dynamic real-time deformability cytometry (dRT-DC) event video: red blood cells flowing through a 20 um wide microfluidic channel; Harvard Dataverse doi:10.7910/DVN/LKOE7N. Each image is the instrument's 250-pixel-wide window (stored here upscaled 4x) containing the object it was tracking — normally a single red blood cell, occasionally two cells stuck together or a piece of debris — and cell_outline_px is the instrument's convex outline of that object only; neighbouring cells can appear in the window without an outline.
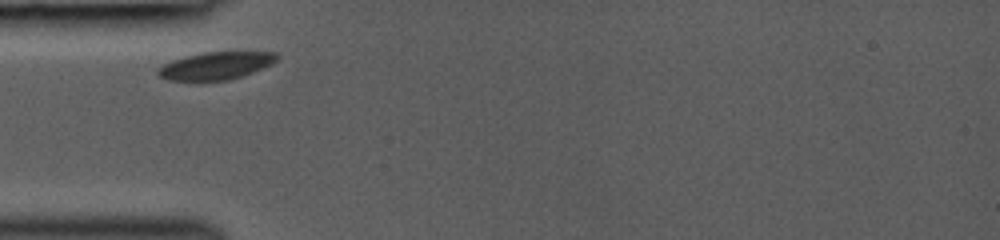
{"species": "common noctule bat (a hibernating species)", "species_latin": "Nyctalus noctula", "temperature_condition": "room temperature", "stored_images_in_passage": 17, "camera_frame_rate_fps": 3000, "um_per_image_px": 0.085, "animal": {"sex": "female", "body_mass_g": 19.0, "forearm_length_mm": 53.3}, "frame": {"image": 1, "passage_image": 1, "time_ms": 0.0, "image_size_px": [1000, 240], "cell_outline_px": [[280, 56], [272, 64], [252, 72], [228, 80], [200, 84], [168, 80], [160, 76], [156, 72], [156, 68], [172, 60], [184, 56], [204, 52], [276, 52]], "centroid_in_image_um": [18.26, 5.63], "position_along_channel_um": 66.7, "area_um2": 19.83}}
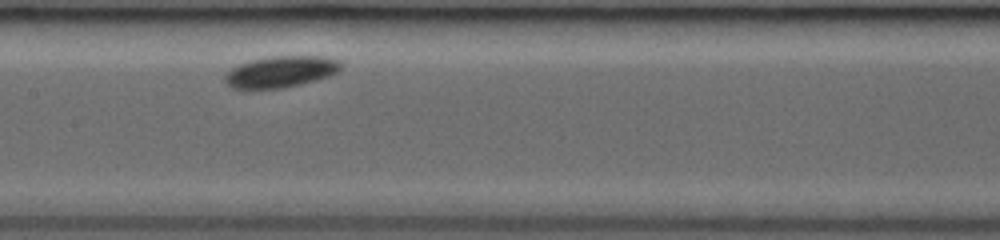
{"frame": {"image": 2, "passage_image": 6, "time_ms": 3.0, "image_size_px": [1000, 240], "cell_outline_px": [[340, 68], [336, 72], [328, 76], [316, 80], [300, 84], [280, 88], [232, 88], [224, 80], [224, 76], [232, 68], [240, 64], [252, 60], [268, 56], [324, 56], [336, 60], [340, 64]], "centroid_in_image_um": [23.85, 6.09], "position_along_channel_um": 183.6, "area_um2": 20.81}}
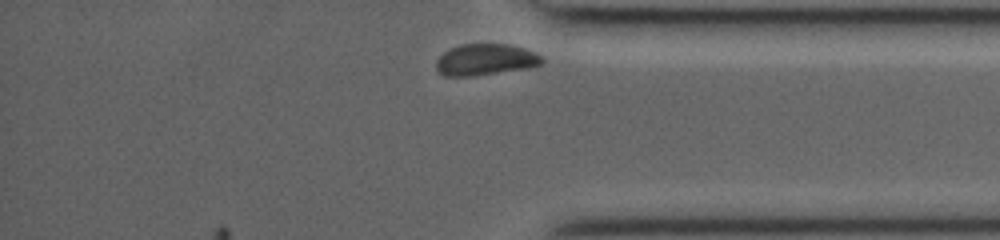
{"frame": {"image": 3, "passage_image": 17, "time_ms": 8.333, "image_size_px": [1000, 240], "cell_outline_px": [[544, 60], [540, 64], [528, 68], [472, 76], [444, 76], [436, 68], [436, 60], [444, 52], [460, 44], [508, 44], [524, 48], [540, 56]], "centroid_in_image_um": [41.24, 5.07], "position_along_channel_um": 394.0, "area_um2": 19.13}}